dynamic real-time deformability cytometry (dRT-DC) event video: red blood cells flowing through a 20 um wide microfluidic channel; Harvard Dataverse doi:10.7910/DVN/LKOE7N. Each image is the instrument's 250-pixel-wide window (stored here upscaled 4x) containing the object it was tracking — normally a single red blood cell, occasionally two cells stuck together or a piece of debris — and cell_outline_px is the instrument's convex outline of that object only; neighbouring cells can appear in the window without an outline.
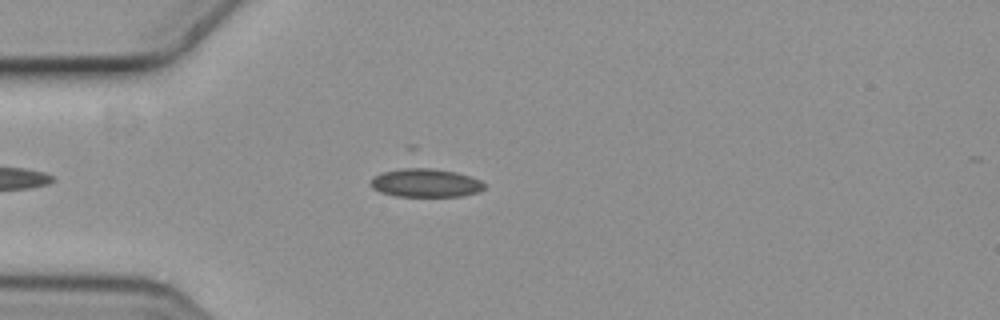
{"species": "common noctule bat (a hibernating species)", "species_latin": "Nyctalus noctula", "temperature_condition": "cold", "stored_images_in_passage": 3, "camera_frame_rate_fps": 3000, "um_per_image_px": 0.085, "animal": {"sex": "female", "body_mass_g": 19.3, "forearm_length_mm": 54.1}, "frame": {"image": 1, "passage_image": 3, "time_ms": 0.667, "image_size_px": [1000, 320], "cell_outline_px": [[484, 188], [480, 192], [460, 196], [396, 196], [380, 192], [372, 188], [372, 180], [380, 172], [408, 164], [416, 164], [456, 172], [480, 180], [484, 184]], "centroid_in_image_um": [36.13, 15.48], "position_along_channel_um": 48.9, "area_um2": 19.59}}